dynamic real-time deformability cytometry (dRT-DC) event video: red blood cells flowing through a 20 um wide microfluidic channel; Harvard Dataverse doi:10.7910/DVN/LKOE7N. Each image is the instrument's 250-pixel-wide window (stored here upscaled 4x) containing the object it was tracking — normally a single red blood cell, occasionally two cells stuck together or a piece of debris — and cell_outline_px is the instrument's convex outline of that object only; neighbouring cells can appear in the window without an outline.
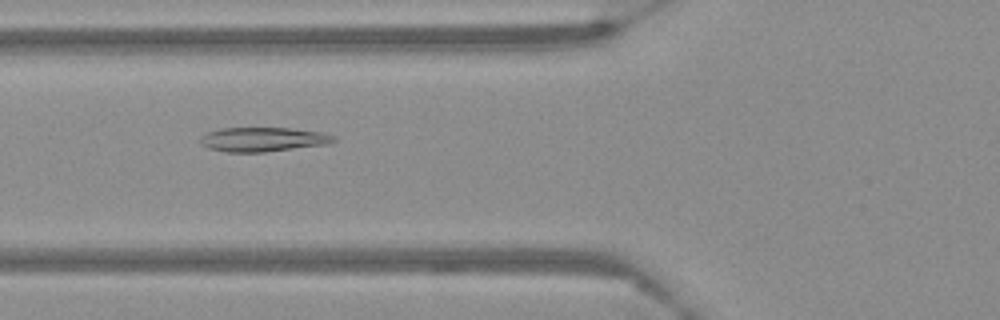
{"species": "Egyptian fruit bat (a non-hibernating species)", "species_latin": "Rousettus aegyptiacus", "temperature_condition": "warm", "stored_images_in_passage": 49, "camera_frame_rate_fps": 3000, "um_per_image_px": 0.085, "frame": {"image": 1, "passage_image": 13, "time_ms": 4.0, "image_size_px": [1000, 320], "cell_outline_px": [[336, 140], [328, 144], [264, 152], [228, 152], [208, 148], [200, 144], [200, 136], [208, 132], [220, 128], [292, 128], [320, 132], [336, 136]], "centroid_in_image_um": [22.34, 11.85], "position_along_channel_um": 103.5, "area_um2": 18.9}}
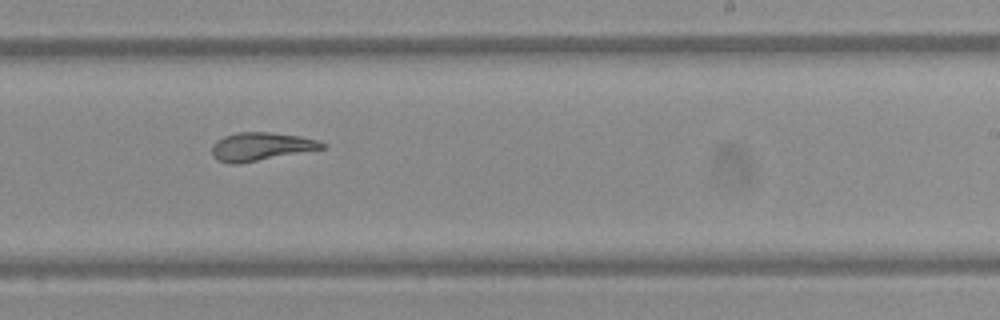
{"frame": {"image": 2, "passage_image": 27, "time_ms": 8.667, "image_size_px": [1000, 320], "cell_outline_px": [[328, 148], [240, 164], [232, 164], [216, 160], [212, 156], [212, 144], [216, 140], [224, 136], [236, 132], [272, 132], [300, 136], [316, 140], [328, 144]], "centroid_in_image_um": [22.2, 12.46], "position_along_channel_um": 266.8, "area_um2": 18.55}}
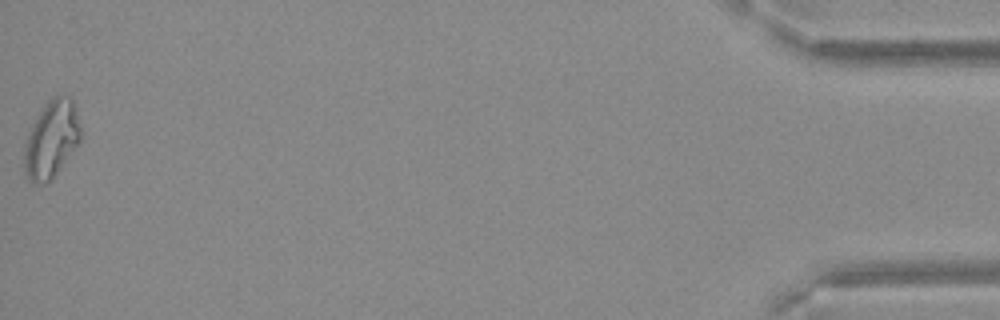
{"frame": {"image": 3, "passage_image": 49, "time_ms": 16.0, "image_size_px": [1000, 320], "cell_outline_px": [[80, 140], [52, 180], [44, 184], [32, 184], [28, 180], [24, 172], [24, 144], [32, 124], [44, 104], [52, 96], [72, 96], [76, 108], [80, 128]], "centroid_in_image_um": [4.35, 11.85], "position_along_channel_um": 430.9, "area_um2": 25.55}}